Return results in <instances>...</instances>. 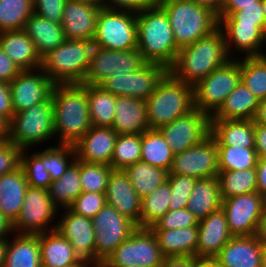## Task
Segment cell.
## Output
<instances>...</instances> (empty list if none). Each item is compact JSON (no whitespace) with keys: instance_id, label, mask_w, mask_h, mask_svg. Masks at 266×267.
<instances>
[{"instance_id":"71","label":"cell","mask_w":266,"mask_h":267,"mask_svg":"<svg viewBox=\"0 0 266 267\" xmlns=\"http://www.w3.org/2000/svg\"><path fill=\"white\" fill-rule=\"evenodd\" d=\"M260 267H266V245L264 246L263 256H262V261H261Z\"/></svg>"},{"instance_id":"55","label":"cell","mask_w":266,"mask_h":267,"mask_svg":"<svg viewBox=\"0 0 266 267\" xmlns=\"http://www.w3.org/2000/svg\"><path fill=\"white\" fill-rule=\"evenodd\" d=\"M152 0H103V8L140 13L152 6Z\"/></svg>"},{"instance_id":"54","label":"cell","mask_w":266,"mask_h":267,"mask_svg":"<svg viewBox=\"0 0 266 267\" xmlns=\"http://www.w3.org/2000/svg\"><path fill=\"white\" fill-rule=\"evenodd\" d=\"M66 1L67 0H33L34 13L53 23L61 24Z\"/></svg>"},{"instance_id":"20","label":"cell","mask_w":266,"mask_h":267,"mask_svg":"<svg viewBox=\"0 0 266 267\" xmlns=\"http://www.w3.org/2000/svg\"><path fill=\"white\" fill-rule=\"evenodd\" d=\"M118 134L111 127L92 126L73 146L76 159L111 166Z\"/></svg>"},{"instance_id":"4","label":"cell","mask_w":266,"mask_h":267,"mask_svg":"<svg viewBox=\"0 0 266 267\" xmlns=\"http://www.w3.org/2000/svg\"><path fill=\"white\" fill-rule=\"evenodd\" d=\"M146 107L150 129H159L195 109L193 86L168 71L146 99Z\"/></svg>"},{"instance_id":"16","label":"cell","mask_w":266,"mask_h":267,"mask_svg":"<svg viewBox=\"0 0 266 267\" xmlns=\"http://www.w3.org/2000/svg\"><path fill=\"white\" fill-rule=\"evenodd\" d=\"M228 228L233 237L256 235L260 218L264 212L263 195L257 191L222 199Z\"/></svg>"},{"instance_id":"48","label":"cell","mask_w":266,"mask_h":267,"mask_svg":"<svg viewBox=\"0 0 266 267\" xmlns=\"http://www.w3.org/2000/svg\"><path fill=\"white\" fill-rule=\"evenodd\" d=\"M28 152V149L22 150L20 165L25 173L28 185L48 190L52 180L42 162V153L34 152L29 156Z\"/></svg>"},{"instance_id":"73","label":"cell","mask_w":266,"mask_h":267,"mask_svg":"<svg viewBox=\"0 0 266 267\" xmlns=\"http://www.w3.org/2000/svg\"><path fill=\"white\" fill-rule=\"evenodd\" d=\"M262 8H263V13H264L265 20H266V0H262Z\"/></svg>"},{"instance_id":"21","label":"cell","mask_w":266,"mask_h":267,"mask_svg":"<svg viewBox=\"0 0 266 267\" xmlns=\"http://www.w3.org/2000/svg\"><path fill=\"white\" fill-rule=\"evenodd\" d=\"M105 197L107 204L114 207L122 216L127 217L136 226L140 222L141 198L134 190L124 170L111 171Z\"/></svg>"},{"instance_id":"57","label":"cell","mask_w":266,"mask_h":267,"mask_svg":"<svg viewBox=\"0 0 266 267\" xmlns=\"http://www.w3.org/2000/svg\"><path fill=\"white\" fill-rule=\"evenodd\" d=\"M14 114L9 83L0 81V116L9 122Z\"/></svg>"},{"instance_id":"47","label":"cell","mask_w":266,"mask_h":267,"mask_svg":"<svg viewBox=\"0 0 266 267\" xmlns=\"http://www.w3.org/2000/svg\"><path fill=\"white\" fill-rule=\"evenodd\" d=\"M112 170L109 165L80 161L82 192L105 193Z\"/></svg>"},{"instance_id":"30","label":"cell","mask_w":266,"mask_h":267,"mask_svg":"<svg viewBox=\"0 0 266 267\" xmlns=\"http://www.w3.org/2000/svg\"><path fill=\"white\" fill-rule=\"evenodd\" d=\"M164 257H196L198 227L152 230Z\"/></svg>"},{"instance_id":"46","label":"cell","mask_w":266,"mask_h":267,"mask_svg":"<svg viewBox=\"0 0 266 267\" xmlns=\"http://www.w3.org/2000/svg\"><path fill=\"white\" fill-rule=\"evenodd\" d=\"M41 153L42 162L52 181L59 179L76 159L74 146L58 142L56 146L45 148Z\"/></svg>"},{"instance_id":"27","label":"cell","mask_w":266,"mask_h":267,"mask_svg":"<svg viewBox=\"0 0 266 267\" xmlns=\"http://www.w3.org/2000/svg\"><path fill=\"white\" fill-rule=\"evenodd\" d=\"M0 47L21 71L41 68L42 59L24 30L1 31Z\"/></svg>"},{"instance_id":"41","label":"cell","mask_w":266,"mask_h":267,"mask_svg":"<svg viewBox=\"0 0 266 267\" xmlns=\"http://www.w3.org/2000/svg\"><path fill=\"white\" fill-rule=\"evenodd\" d=\"M171 187L165 181L152 193L141 199L140 222L138 228L152 227L168 210Z\"/></svg>"},{"instance_id":"10","label":"cell","mask_w":266,"mask_h":267,"mask_svg":"<svg viewBox=\"0 0 266 267\" xmlns=\"http://www.w3.org/2000/svg\"><path fill=\"white\" fill-rule=\"evenodd\" d=\"M164 256L161 254L157 239L150 228H136L123 241L101 267H160Z\"/></svg>"},{"instance_id":"12","label":"cell","mask_w":266,"mask_h":267,"mask_svg":"<svg viewBox=\"0 0 266 267\" xmlns=\"http://www.w3.org/2000/svg\"><path fill=\"white\" fill-rule=\"evenodd\" d=\"M95 228V258L103 264L137 226L106 204L92 219Z\"/></svg>"},{"instance_id":"17","label":"cell","mask_w":266,"mask_h":267,"mask_svg":"<svg viewBox=\"0 0 266 267\" xmlns=\"http://www.w3.org/2000/svg\"><path fill=\"white\" fill-rule=\"evenodd\" d=\"M158 130L176 154L200 143L210 134V116L195 108Z\"/></svg>"},{"instance_id":"65","label":"cell","mask_w":266,"mask_h":267,"mask_svg":"<svg viewBox=\"0 0 266 267\" xmlns=\"http://www.w3.org/2000/svg\"><path fill=\"white\" fill-rule=\"evenodd\" d=\"M254 122L266 126V99L260 101Z\"/></svg>"},{"instance_id":"72","label":"cell","mask_w":266,"mask_h":267,"mask_svg":"<svg viewBox=\"0 0 266 267\" xmlns=\"http://www.w3.org/2000/svg\"><path fill=\"white\" fill-rule=\"evenodd\" d=\"M262 41H263V46H264V44H266V21H265L264 26L262 28Z\"/></svg>"},{"instance_id":"25","label":"cell","mask_w":266,"mask_h":267,"mask_svg":"<svg viewBox=\"0 0 266 267\" xmlns=\"http://www.w3.org/2000/svg\"><path fill=\"white\" fill-rule=\"evenodd\" d=\"M264 245L256 235L232 237L214 258L220 267H260Z\"/></svg>"},{"instance_id":"36","label":"cell","mask_w":266,"mask_h":267,"mask_svg":"<svg viewBox=\"0 0 266 267\" xmlns=\"http://www.w3.org/2000/svg\"><path fill=\"white\" fill-rule=\"evenodd\" d=\"M51 201L59 208H68L82 193L80 182V160L75 159L66 172L51 182L48 188Z\"/></svg>"},{"instance_id":"49","label":"cell","mask_w":266,"mask_h":267,"mask_svg":"<svg viewBox=\"0 0 266 267\" xmlns=\"http://www.w3.org/2000/svg\"><path fill=\"white\" fill-rule=\"evenodd\" d=\"M167 180L171 187L169 210L185 209L197 179L188 175L168 174Z\"/></svg>"},{"instance_id":"26","label":"cell","mask_w":266,"mask_h":267,"mask_svg":"<svg viewBox=\"0 0 266 267\" xmlns=\"http://www.w3.org/2000/svg\"><path fill=\"white\" fill-rule=\"evenodd\" d=\"M111 128L117 134H142L149 130L146 100L117 96Z\"/></svg>"},{"instance_id":"2","label":"cell","mask_w":266,"mask_h":267,"mask_svg":"<svg viewBox=\"0 0 266 267\" xmlns=\"http://www.w3.org/2000/svg\"><path fill=\"white\" fill-rule=\"evenodd\" d=\"M229 59L224 34L218 27L193 44L180 48L168 71L178 80L194 87Z\"/></svg>"},{"instance_id":"58","label":"cell","mask_w":266,"mask_h":267,"mask_svg":"<svg viewBox=\"0 0 266 267\" xmlns=\"http://www.w3.org/2000/svg\"><path fill=\"white\" fill-rule=\"evenodd\" d=\"M258 1L261 0H224L221 12L218 15H232L244 7L258 6Z\"/></svg>"},{"instance_id":"51","label":"cell","mask_w":266,"mask_h":267,"mask_svg":"<svg viewBox=\"0 0 266 267\" xmlns=\"http://www.w3.org/2000/svg\"><path fill=\"white\" fill-rule=\"evenodd\" d=\"M198 219L187 208L168 210L152 227L151 230H171L176 228L198 226Z\"/></svg>"},{"instance_id":"22","label":"cell","mask_w":266,"mask_h":267,"mask_svg":"<svg viewBox=\"0 0 266 267\" xmlns=\"http://www.w3.org/2000/svg\"><path fill=\"white\" fill-rule=\"evenodd\" d=\"M197 227L196 258L214 259L233 237L228 228L226 214L222 209L200 220Z\"/></svg>"},{"instance_id":"43","label":"cell","mask_w":266,"mask_h":267,"mask_svg":"<svg viewBox=\"0 0 266 267\" xmlns=\"http://www.w3.org/2000/svg\"><path fill=\"white\" fill-rule=\"evenodd\" d=\"M240 58L241 81L258 98L266 99V55Z\"/></svg>"},{"instance_id":"45","label":"cell","mask_w":266,"mask_h":267,"mask_svg":"<svg viewBox=\"0 0 266 267\" xmlns=\"http://www.w3.org/2000/svg\"><path fill=\"white\" fill-rule=\"evenodd\" d=\"M219 171L256 168L258 155L255 148L217 146Z\"/></svg>"},{"instance_id":"40","label":"cell","mask_w":266,"mask_h":267,"mask_svg":"<svg viewBox=\"0 0 266 267\" xmlns=\"http://www.w3.org/2000/svg\"><path fill=\"white\" fill-rule=\"evenodd\" d=\"M217 178L222 199L257 191V172L255 168L219 171Z\"/></svg>"},{"instance_id":"9","label":"cell","mask_w":266,"mask_h":267,"mask_svg":"<svg viewBox=\"0 0 266 267\" xmlns=\"http://www.w3.org/2000/svg\"><path fill=\"white\" fill-rule=\"evenodd\" d=\"M93 44L110 50L136 49L137 13L101 8Z\"/></svg>"},{"instance_id":"6","label":"cell","mask_w":266,"mask_h":267,"mask_svg":"<svg viewBox=\"0 0 266 267\" xmlns=\"http://www.w3.org/2000/svg\"><path fill=\"white\" fill-rule=\"evenodd\" d=\"M94 47L93 41L67 39L42 58L41 69L54 84H81Z\"/></svg>"},{"instance_id":"64","label":"cell","mask_w":266,"mask_h":267,"mask_svg":"<svg viewBox=\"0 0 266 267\" xmlns=\"http://www.w3.org/2000/svg\"><path fill=\"white\" fill-rule=\"evenodd\" d=\"M256 237L264 246L266 245V210H264L260 218Z\"/></svg>"},{"instance_id":"68","label":"cell","mask_w":266,"mask_h":267,"mask_svg":"<svg viewBox=\"0 0 266 267\" xmlns=\"http://www.w3.org/2000/svg\"><path fill=\"white\" fill-rule=\"evenodd\" d=\"M7 239H0V267H4Z\"/></svg>"},{"instance_id":"67","label":"cell","mask_w":266,"mask_h":267,"mask_svg":"<svg viewBox=\"0 0 266 267\" xmlns=\"http://www.w3.org/2000/svg\"><path fill=\"white\" fill-rule=\"evenodd\" d=\"M8 141V122L0 116V143Z\"/></svg>"},{"instance_id":"42","label":"cell","mask_w":266,"mask_h":267,"mask_svg":"<svg viewBox=\"0 0 266 267\" xmlns=\"http://www.w3.org/2000/svg\"><path fill=\"white\" fill-rule=\"evenodd\" d=\"M33 13V0H0V32L24 30Z\"/></svg>"},{"instance_id":"70","label":"cell","mask_w":266,"mask_h":267,"mask_svg":"<svg viewBox=\"0 0 266 267\" xmlns=\"http://www.w3.org/2000/svg\"><path fill=\"white\" fill-rule=\"evenodd\" d=\"M68 267H97V266L89 261L81 260L79 263Z\"/></svg>"},{"instance_id":"1","label":"cell","mask_w":266,"mask_h":267,"mask_svg":"<svg viewBox=\"0 0 266 267\" xmlns=\"http://www.w3.org/2000/svg\"><path fill=\"white\" fill-rule=\"evenodd\" d=\"M51 96L55 138L73 146L92 127L87 84H55Z\"/></svg>"},{"instance_id":"11","label":"cell","mask_w":266,"mask_h":267,"mask_svg":"<svg viewBox=\"0 0 266 267\" xmlns=\"http://www.w3.org/2000/svg\"><path fill=\"white\" fill-rule=\"evenodd\" d=\"M59 209L51 201L48 190L29 186L24 196L22 209L13 222L14 234H39L55 230L57 223L54 219L58 218ZM51 221L55 223L52 226Z\"/></svg>"},{"instance_id":"35","label":"cell","mask_w":266,"mask_h":267,"mask_svg":"<svg viewBox=\"0 0 266 267\" xmlns=\"http://www.w3.org/2000/svg\"><path fill=\"white\" fill-rule=\"evenodd\" d=\"M222 198L217 177L199 178L190 194L186 208L198 221L221 209Z\"/></svg>"},{"instance_id":"63","label":"cell","mask_w":266,"mask_h":267,"mask_svg":"<svg viewBox=\"0 0 266 267\" xmlns=\"http://www.w3.org/2000/svg\"><path fill=\"white\" fill-rule=\"evenodd\" d=\"M191 1L211 9L217 15L221 12V9L224 4V0H191Z\"/></svg>"},{"instance_id":"60","label":"cell","mask_w":266,"mask_h":267,"mask_svg":"<svg viewBox=\"0 0 266 267\" xmlns=\"http://www.w3.org/2000/svg\"><path fill=\"white\" fill-rule=\"evenodd\" d=\"M257 192L260 195L266 193V156L258 157L256 164Z\"/></svg>"},{"instance_id":"13","label":"cell","mask_w":266,"mask_h":267,"mask_svg":"<svg viewBox=\"0 0 266 267\" xmlns=\"http://www.w3.org/2000/svg\"><path fill=\"white\" fill-rule=\"evenodd\" d=\"M146 61L139 50H110L95 46L87 73L81 84L100 85L106 78L115 74L132 73Z\"/></svg>"},{"instance_id":"3","label":"cell","mask_w":266,"mask_h":267,"mask_svg":"<svg viewBox=\"0 0 266 267\" xmlns=\"http://www.w3.org/2000/svg\"><path fill=\"white\" fill-rule=\"evenodd\" d=\"M137 49L146 62L160 63L169 69L179 48L166 11L159 3L137 13Z\"/></svg>"},{"instance_id":"74","label":"cell","mask_w":266,"mask_h":267,"mask_svg":"<svg viewBox=\"0 0 266 267\" xmlns=\"http://www.w3.org/2000/svg\"><path fill=\"white\" fill-rule=\"evenodd\" d=\"M263 209L266 210V193L263 194Z\"/></svg>"},{"instance_id":"39","label":"cell","mask_w":266,"mask_h":267,"mask_svg":"<svg viewBox=\"0 0 266 267\" xmlns=\"http://www.w3.org/2000/svg\"><path fill=\"white\" fill-rule=\"evenodd\" d=\"M87 98L92 126L112 127L117 96L98 85L87 84Z\"/></svg>"},{"instance_id":"62","label":"cell","mask_w":266,"mask_h":267,"mask_svg":"<svg viewBox=\"0 0 266 267\" xmlns=\"http://www.w3.org/2000/svg\"><path fill=\"white\" fill-rule=\"evenodd\" d=\"M11 233H14L13 222L0 212V239H8Z\"/></svg>"},{"instance_id":"29","label":"cell","mask_w":266,"mask_h":267,"mask_svg":"<svg viewBox=\"0 0 266 267\" xmlns=\"http://www.w3.org/2000/svg\"><path fill=\"white\" fill-rule=\"evenodd\" d=\"M41 267H68L81 261L70 242L56 229L39 233Z\"/></svg>"},{"instance_id":"75","label":"cell","mask_w":266,"mask_h":267,"mask_svg":"<svg viewBox=\"0 0 266 267\" xmlns=\"http://www.w3.org/2000/svg\"><path fill=\"white\" fill-rule=\"evenodd\" d=\"M125 267H140L139 265H129V266H125Z\"/></svg>"},{"instance_id":"56","label":"cell","mask_w":266,"mask_h":267,"mask_svg":"<svg viewBox=\"0 0 266 267\" xmlns=\"http://www.w3.org/2000/svg\"><path fill=\"white\" fill-rule=\"evenodd\" d=\"M20 72V68L0 47V81L10 83Z\"/></svg>"},{"instance_id":"33","label":"cell","mask_w":266,"mask_h":267,"mask_svg":"<svg viewBox=\"0 0 266 267\" xmlns=\"http://www.w3.org/2000/svg\"><path fill=\"white\" fill-rule=\"evenodd\" d=\"M10 239L4 267H41L39 234L17 233Z\"/></svg>"},{"instance_id":"44","label":"cell","mask_w":266,"mask_h":267,"mask_svg":"<svg viewBox=\"0 0 266 267\" xmlns=\"http://www.w3.org/2000/svg\"><path fill=\"white\" fill-rule=\"evenodd\" d=\"M141 161V134H118L111 167L124 170L128 166Z\"/></svg>"},{"instance_id":"59","label":"cell","mask_w":266,"mask_h":267,"mask_svg":"<svg viewBox=\"0 0 266 267\" xmlns=\"http://www.w3.org/2000/svg\"><path fill=\"white\" fill-rule=\"evenodd\" d=\"M255 150L258 157L266 156V126L255 123Z\"/></svg>"},{"instance_id":"23","label":"cell","mask_w":266,"mask_h":267,"mask_svg":"<svg viewBox=\"0 0 266 267\" xmlns=\"http://www.w3.org/2000/svg\"><path fill=\"white\" fill-rule=\"evenodd\" d=\"M225 37L226 49L230 58H238L231 48L238 50L244 57H259L266 55L263 51L262 28L257 24L241 22H219L218 26ZM240 52V53H239ZM245 52V53H244Z\"/></svg>"},{"instance_id":"61","label":"cell","mask_w":266,"mask_h":267,"mask_svg":"<svg viewBox=\"0 0 266 267\" xmlns=\"http://www.w3.org/2000/svg\"><path fill=\"white\" fill-rule=\"evenodd\" d=\"M160 267H195V257H164Z\"/></svg>"},{"instance_id":"38","label":"cell","mask_w":266,"mask_h":267,"mask_svg":"<svg viewBox=\"0 0 266 267\" xmlns=\"http://www.w3.org/2000/svg\"><path fill=\"white\" fill-rule=\"evenodd\" d=\"M137 195L142 199L167 181L169 172L144 162H136L124 169Z\"/></svg>"},{"instance_id":"52","label":"cell","mask_w":266,"mask_h":267,"mask_svg":"<svg viewBox=\"0 0 266 267\" xmlns=\"http://www.w3.org/2000/svg\"><path fill=\"white\" fill-rule=\"evenodd\" d=\"M219 22H241L247 24H257L263 28L265 16L262 8V0L258 1V6L244 7L242 10L234 12L232 15H217Z\"/></svg>"},{"instance_id":"28","label":"cell","mask_w":266,"mask_h":267,"mask_svg":"<svg viewBox=\"0 0 266 267\" xmlns=\"http://www.w3.org/2000/svg\"><path fill=\"white\" fill-rule=\"evenodd\" d=\"M210 134L217 146L255 148L254 120H210Z\"/></svg>"},{"instance_id":"19","label":"cell","mask_w":266,"mask_h":267,"mask_svg":"<svg viewBox=\"0 0 266 267\" xmlns=\"http://www.w3.org/2000/svg\"><path fill=\"white\" fill-rule=\"evenodd\" d=\"M54 85L41 68L21 71L9 83L14 113L45 101Z\"/></svg>"},{"instance_id":"32","label":"cell","mask_w":266,"mask_h":267,"mask_svg":"<svg viewBox=\"0 0 266 267\" xmlns=\"http://www.w3.org/2000/svg\"><path fill=\"white\" fill-rule=\"evenodd\" d=\"M29 185L20 166L0 177V212L14 222L22 209Z\"/></svg>"},{"instance_id":"18","label":"cell","mask_w":266,"mask_h":267,"mask_svg":"<svg viewBox=\"0 0 266 267\" xmlns=\"http://www.w3.org/2000/svg\"><path fill=\"white\" fill-rule=\"evenodd\" d=\"M64 214L56 226V230L73 246L81 260L89 261L101 267L95 258V228L92 219L73 213L69 208L61 209Z\"/></svg>"},{"instance_id":"14","label":"cell","mask_w":266,"mask_h":267,"mask_svg":"<svg viewBox=\"0 0 266 267\" xmlns=\"http://www.w3.org/2000/svg\"><path fill=\"white\" fill-rule=\"evenodd\" d=\"M167 72L168 69L160 63L146 62L132 73L115 74L106 78L99 86L115 96L146 100Z\"/></svg>"},{"instance_id":"76","label":"cell","mask_w":266,"mask_h":267,"mask_svg":"<svg viewBox=\"0 0 266 267\" xmlns=\"http://www.w3.org/2000/svg\"><path fill=\"white\" fill-rule=\"evenodd\" d=\"M163 0H155V3H160L162 2Z\"/></svg>"},{"instance_id":"24","label":"cell","mask_w":266,"mask_h":267,"mask_svg":"<svg viewBox=\"0 0 266 267\" xmlns=\"http://www.w3.org/2000/svg\"><path fill=\"white\" fill-rule=\"evenodd\" d=\"M101 8L76 0H67L61 21L66 39L93 41Z\"/></svg>"},{"instance_id":"31","label":"cell","mask_w":266,"mask_h":267,"mask_svg":"<svg viewBox=\"0 0 266 267\" xmlns=\"http://www.w3.org/2000/svg\"><path fill=\"white\" fill-rule=\"evenodd\" d=\"M260 101L240 81L210 120H254Z\"/></svg>"},{"instance_id":"7","label":"cell","mask_w":266,"mask_h":267,"mask_svg":"<svg viewBox=\"0 0 266 267\" xmlns=\"http://www.w3.org/2000/svg\"><path fill=\"white\" fill-rule=\"evenodd\" d=\"M54 137L53 99L51 95L39 104L14 113L8 122V141L22 150L48 142Z\"/></svg>"},{"instance_id":"8","label":"cell","mask_w":266,"mask_h":267,"mask_svg":"<svg viewBox=\"0 0 266 267\" xmlns=\"http://www.w3.org/2000/svg\"><path fill=\"white\" fill-rule=\"evenodd\" d=\"M237 57L229 59L193 87L196 109L211 117L237 87L241 81L240 58Z\"/></svg>"},{"instance_id":"66","label":"cell","mask_w":266,"mask_h":267,"mask_svg":"<svg viewBox=\"0 0 266 267\" xmlns=\"http://www.w3.org/2000/svg\"><path fill=\"white\" fill-rule=\"evenodd\" d=\"M195 267H220L215 259L210 258H196Z\"/></svg>"},{"instance_id":"37","label":"cell","mask_w":266,"mask_h":267,"mask_svg":"<svg viewBox=\"0 0 266 267\" xmlns=\"http://www.w3.org/2000/svg\"><path fill=\"white\" fill-rule=\"evenodd\" d=\"M174 153L158 129H149L141 134V162L169 172Z\"/></svg>"},{"instance_id":"15","label":"cell","mask_w":266,"mask_h":267,"mask_svg":"<svg viewBox=\"0 0 266 267\" xmlns=\"http://www.w3.org/2000/svg\"><path fill=\"white\" fill-rule=\"evenodd\" d=\"M218 150L214 137L209 134L200 143L174 154L169 174L188 175L196 179L217 177Z\"/></svg>"},{"instance_id":"5","label":"cell","mask_w":266,"mask_h":267,"mask_svg":"<svg viewBox=\"0 0 266 267\" xmlns=\"http://www.w3.org/2000/svg\"><path fill=\"white\" fill-rule=\"evenodd\" d=\"M174 39L180 49L211 34L219 26L217 14L191 0H163Z\"/></svg>"},{"instance_id":"50","label":"cell","mask_w":266,"mask_h":267,"mask_svg":"<svg viewBox=\"0 0 266 267\" xmlns=\"http://www.w3.org/2000/svg\"><path fill=\"white\" fill-rule=\"evenodd\" d=\"M106 204L105 193L82 192L68 208L73 213L93 219Z\"/></svg>"},{"instance_id":"34","label":"cell","mask_w":266,"mask_h":267,"mask_svg":"<svg viewBox=\"0 0 266 267\" xmlns=\"http://www.w3.org/2000/svg\"><path fill=\"white\" fill-rule=\"evenodd\" d=\"M24 31L34 42L41 59L67 40L61 24L53 23L35 13L27 20Z\"/></svg>"},{"instance_id":"69","label":"cell","mask_w":266,"mask_h":267,"mask_svg":"<svg viewBox=\"0 0 266 267\" xmlns=\"http://www.w3.org/2000/svg\"><path fill=\"white\" fill-rule=\"evenodd\" d=\"M76 1L103 8V0H76Z\"/></svg>"},{"instance_id":"53","label":"cell","mask_w":266,"mask_h":267,"mask_svg":"<svg viewBox=\"0 0 266 267\" xmlns=\"http://www.w3.org/2000/svg\"><path fill=\"white\" fill-rule=\"evenodd\" d=\"M22 149L9 141L0 143V177L21 165Z\"/></svg>"}]
</instances>
